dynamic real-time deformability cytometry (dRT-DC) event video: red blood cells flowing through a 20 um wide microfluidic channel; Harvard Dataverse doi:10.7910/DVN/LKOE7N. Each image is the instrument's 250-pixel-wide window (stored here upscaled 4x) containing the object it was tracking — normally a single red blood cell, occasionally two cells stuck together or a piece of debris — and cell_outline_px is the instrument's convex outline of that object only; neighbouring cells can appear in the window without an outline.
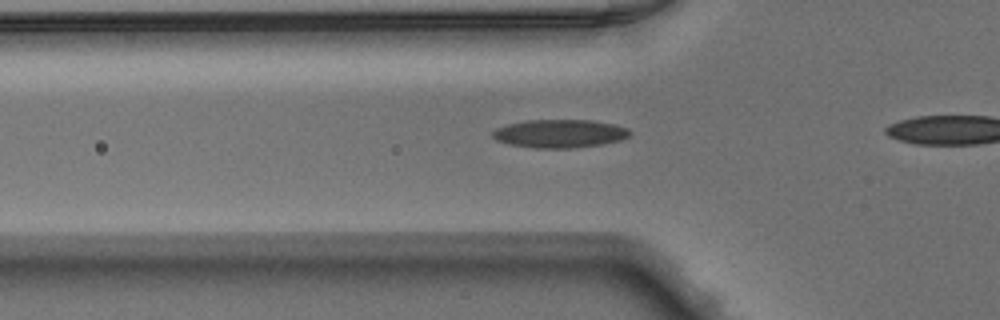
{"species": "Egyptian fruit bat (a non-hibernating species)", "species_latin": "Rousettus aegyptiacus", "temperature_condition": "warm", "stored_images_in_passage": 32, "camera_frame_rate_fps": 3000, "um_per_image_px": 0.085, "animal": {"sex": "male"}, "frame": {"image": 1, "passage_image": 9, "time_ms": 2.667, "image_size_px": [1000, 320], "cell_outline_px": [[632, 132], [628, 136], [620, 140], [600, 144], [572, 148], [536, 148], [508, 144], [496, 140], [492, 136], [492, 132], [496, 128], [508, 124], [528, 120], [592, 120], [612, 124], [628, 128]], "centroid_in_image_um": [47.56, 11.35], "position_along_channel_um": 78.2, "area_um2": 22.48}}
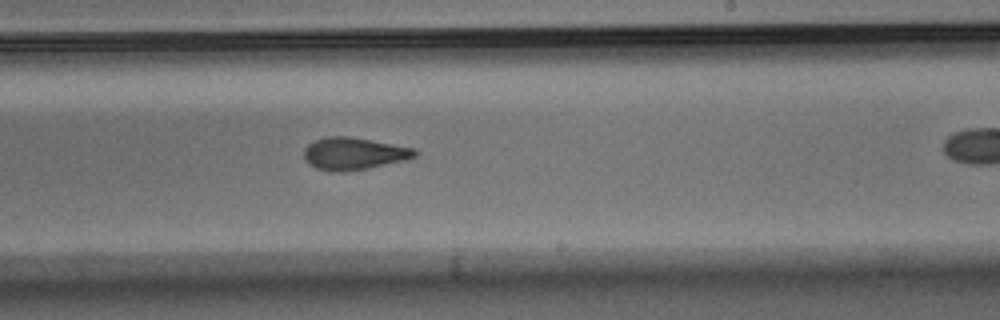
{"frame": {"image": 2, "passage_image": 22, "time_ms": 7.0, "image_size_px": [1000, 320], "cell_outline_px": [[420, 152], [416, 156], [404, 160], [368, 168], [344, 172], [332, 172], [316, 168], [308, 164], [304, 160], [304, 148], [308, 144], [316, 140], [328, 136], [352, 136], [416, 148]], "centroid_in_image_um": [30.08, 13.05], "position_along_channel_um": 258.9, "area_um2": 21.15}}
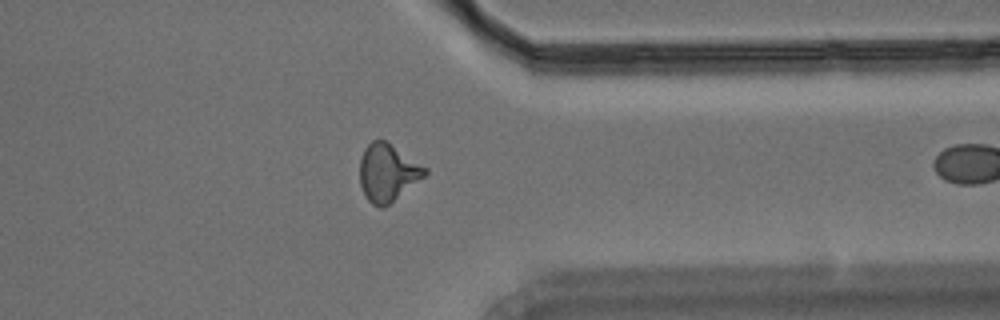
{"frame": {"image": 3, "passage_image": 31, "time_ms": 10.0, "image_size_px": [1000, 320], "cell_outline_px": [[428, 172], [424, 176], [384, 208], [380, 208], [372, 204], [368, 200], [360, 184], [360, 156], [364, 148], [372, 140], [384, 140], [428, 168]], "centroid_in_image_um": [32.93, 14.67], "position_along_channel_um": 378.5, "area_um2": 21.56}}